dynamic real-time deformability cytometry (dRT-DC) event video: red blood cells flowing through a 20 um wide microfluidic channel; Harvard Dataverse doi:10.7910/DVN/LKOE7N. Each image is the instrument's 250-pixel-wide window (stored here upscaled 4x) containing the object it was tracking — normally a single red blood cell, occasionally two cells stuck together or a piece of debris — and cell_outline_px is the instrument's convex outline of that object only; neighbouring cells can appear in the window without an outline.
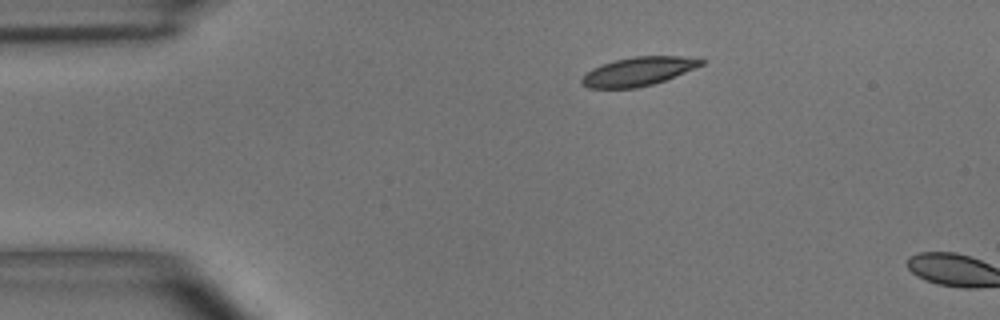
{"species": "common noctule bat (a hibernating species)", "species_latin": "Nyctalus noctula", "temperature_condition": "room temperature", "stored_images_in_passage": 4, "camera_frame_rate_fps": 3000, "um_per_image_px": 0.085, "animal": {"sex": "male", "body_mass_g": 15.6}, "frame": {"image": 1, "passage_image": 4, "time_ms": 4.333, "image_size_px": [1000, 320], "cell_outline_px": [[704, 64], [664, 80], [652, 84], [636, 88], [588, 88], [580, 84], [580, 80], [592, 68], [616, 60], [632, 56], [700, 56], [704, 60]], "centroid_in_image_um": [54.28, 6.06], "position_along_channel_um": 30.7, "area_um2": 19.94}}